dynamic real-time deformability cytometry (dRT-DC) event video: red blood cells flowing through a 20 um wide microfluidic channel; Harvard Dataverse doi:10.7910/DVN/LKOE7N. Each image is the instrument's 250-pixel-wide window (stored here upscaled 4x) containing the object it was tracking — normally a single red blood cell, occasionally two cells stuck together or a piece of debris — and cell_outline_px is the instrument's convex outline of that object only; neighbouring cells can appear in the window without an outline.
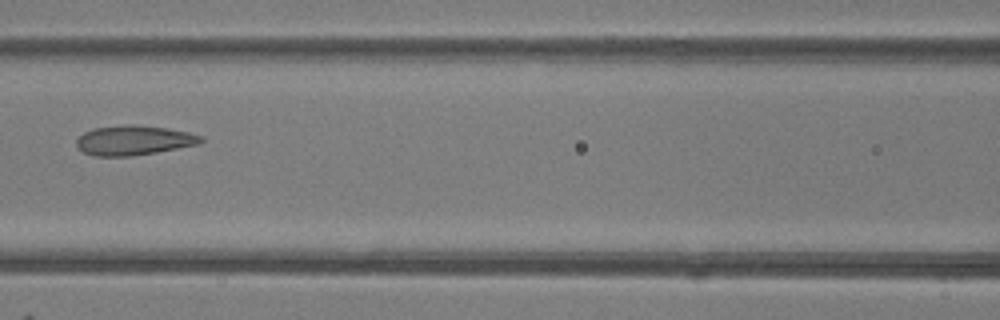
{"species": "common noctule bat (a hibernating species)", "species_latin": "Nyctalus noctula", "temperature_condition": "room temperature", "stored_images_in_passage": 8, "camera_frame_rate_fps": 3000, "um_per_image_px": 0.085, "animal": {"sex": "female"}, "frame": {"image": 1, "passage_image": 8, "time_ms": 8.667, "image_size_px": [1000, 320], "cell_outline_px": [[204, 140], [200, 144], [156, 152], [132, 156], [96, 156], [84, 152], [76, 144], [76, 140], [84, 132], [92, 128], [128, 124], [132, 124], [168, 128], [188, 132], [204, 136]], "centroid_in_image_um": [11.41, 11.92], "position_along_channel_um": 155.2, "area_um2": 21.56}}